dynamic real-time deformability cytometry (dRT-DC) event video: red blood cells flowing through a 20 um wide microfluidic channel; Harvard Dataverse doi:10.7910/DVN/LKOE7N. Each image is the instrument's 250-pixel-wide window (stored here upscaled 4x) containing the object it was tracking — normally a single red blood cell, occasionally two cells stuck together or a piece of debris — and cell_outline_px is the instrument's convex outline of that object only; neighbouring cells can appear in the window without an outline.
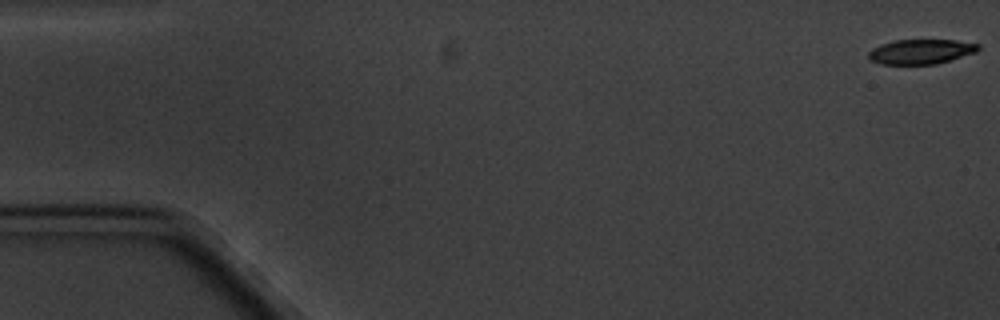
{"species": "common noctule bat (a hibernating species)", "species_latin": "Nyctalus noctula", "temperature_condition": "cold", "stored_images_in_passage": 7, "camera_frame_rate_fps": 3000, "um_per_image_px": 0.085, "animal": {"sex": "male", "body_mass_g": 20.1, "forearm_length_mm": 53.5}, "frame": {"image": 1, "passage_image": 1, "time_ms": 0.0, "image_size_px": [1000, 320], "cell_outline_px": [[980, 48], [976, 52], [936, 64], [880, 64], [868, 60], [868, 52], [872, 48], [896, 40], [956, 40], [980, 44]], "centroid_in_image_um": [78.27, 4.39], "position_along_channel_um": 6.7, "area_um2": 15.78}}
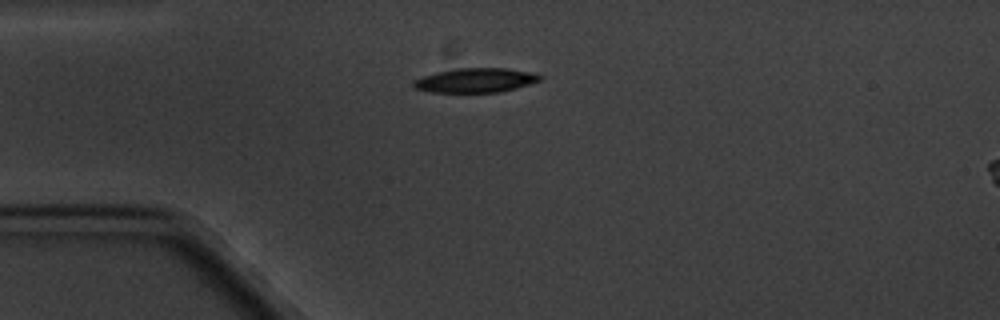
{"frame": {"image": 2, "passage_image": 5, "time_ms": 4.667, "image_size_px": [1000, 320], "cell_outline_px": [[544, 76], [540, 80], [516, 88], [500, 92], [432, 92], [416, 88], [412, 84], [412, 80], [436, 72], [456, 68], [504, 68], [536, 72]], "centroid_in_image_um": [40.45, 6.81], "position_along_channel_um": 44.5, "area_um2": 17.98}}